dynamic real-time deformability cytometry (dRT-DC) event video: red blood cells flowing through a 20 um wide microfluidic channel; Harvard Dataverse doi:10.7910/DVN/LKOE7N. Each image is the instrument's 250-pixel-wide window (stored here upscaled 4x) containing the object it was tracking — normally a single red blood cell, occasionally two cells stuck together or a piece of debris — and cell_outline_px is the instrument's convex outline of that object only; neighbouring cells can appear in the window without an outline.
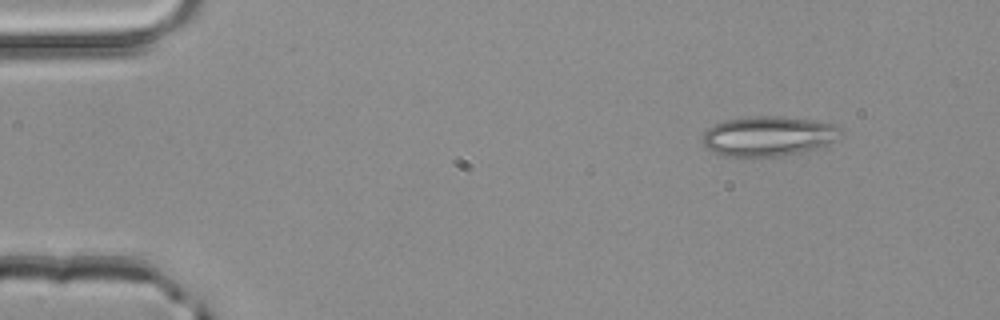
{"species": "common noctule bat (a hibernating species)", "species_latin": "Nyctalus noctula", "temperature_condition": "room temperature", "stored_images_in_passage": 4, "camera_frame_rate_fps": 3000, "um_per_image_px": 0.085, "animal": {"sex": "male", "body_mass_g": 20.4}, "frame": {"image": 1, "passage_image": 2, "time_ms": 0.333, "image_size_px": [1000, 320], "cell_outline_px": [[840, 136], [836, 140], [828, 144], [816, 148], [800, 152], [780, 156], [724, 156], [712, 152], [704, 144], [704, 132], [708, 128], [724, 120], [748, 116], [780, 116], [816, 120], [832, 124], [840, 128]], "centroid_in_image_um": [65.31, 11.56], "position_along_channel_um": 19.7, "area_um2": 32.02}}